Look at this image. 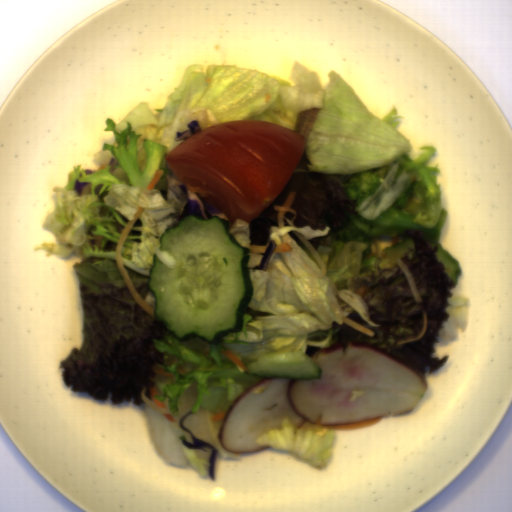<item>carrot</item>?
Returning <instances> with one entry per match:
<instances>
[{"label":"carrot","instance_id":"carrot-1","mask_svg":"<svg viewBox=\"0 0 512 512\" xmlns=\"http://www.w3.org/2000/svg\"><path fill=\"white\" fill-rule=\"evenodd\" d=\"M144 208L142 207H138L137 210H136V213L133 215L134 219L131 220L127 226L122 230L121 232V235L119 237V240H118V243H117V247H116V251H115V257H116V264H117V267H118V271L121 275V277L123 278L125 284L127 285L133 299L136 301V303L139 305V307L145 311L148 315H150L151 317L153 318H157L156 316V313H155V309L152 308L139 294L138 292L135 290L132 282H131V279L127 273V271L125 270L124 266H123V262H122V259H121V255H120V251L123 247V244L127 238V235L130 231V229L132 228V226L134 225V223L136 222V220L139 218V216L141 215L142 211H143Z\"/></svg>","mask_w":512,"mask_h":512},{"label":"carrot","instance_id":"carrot-2","mask_svg":"<svg viewBox=\"0 0 512 512\" xmlns=\"http://www.w3.org/2000/svg\"><path fill=\"white\" fill-rule=\"evenodd\" d=\"M296 194H297L296 190L289 191L288 196L283 205H278V204L273 205V210L279 211L278 217H277V225H278L279 229L285 227L284 220L287 221V223L289 224L290 227L296 228L295 219L298 215V212H297V210L292 208V205L296 198ZM286 211H290L291 213L294 214L292 219L289 220L288 218L284 217Z\"/></svg>","mask_w":512,"mask_h":512},{"label":"carrot","instance_id":"carrot-3","mask_svg":"<svg viewBox=\"0 0 512 512\" xmlns=\"http://www.w3.org/2000/svg\"><path fill=\"white\" fill-rule=\"evenodd\" d=\"M221 353H223L227 358H229L233 363H235L236 365H238L239 367H241L242 369H244L245 371H247L248 373L252 374L251 371L248 369V366L245 365L236 355H234L232 352H230L229 350H224V351H220Z\"/></svg>","mask_w":512,"mask_h":512},{"label":"carrot","instance_id":"carrot-4","mask_svg":"<svg viewBox=\"0 0 512 512\" xmlns=\"http://www.w3.org/2000/svg\"><path fill=\"white\" fill-rule=\"evenodd\" d=\"M165 175V170H155V174L152 177L149 185L145 188L147 190H153Z\"/></svg>","mask_w":512,"mask_h":512},{"label":"carrot","instance_id":"carrot-5","mask_svg":"<svg viewBox=\"0 0 512 512\" xmlns=\"http://www.w3.org/2000/svg\"><path fill=\"white\" fill-rule=\"evenodd\" d=\"M149 389V392H150V396H151V399L152 401L154 402V404L158 407V408H161V409H167V407L165 406L164 402L163 401H160V400H157L155 398V396H159L158 392L156 391V389L154 388V386L152 388H148Z\"/></svg>","mask_w":512,"mask_h":512},{"label":"carrot","instance_id":"carrot-6","mask_svg":"<svg viewBox=\"0 0 512 512\" xmlns=\"http://www.w3.org/2000/svg\"><path fill=\"white\" fill-rule=\"evenodd\" d=\"M293 251L292 246L289 243H283L282 245H276L273 253H288Z\"/></svg>","mask_w":512,"mask_h":512},{"label":"carrot","instance_id":"carrot-7","mask_svg":"<svg viewBox=\"0 0 512 512\" xmlns=\"http://www.w3.org/2000/svg\"><path fill=\"white\" fill-rule=\"evenodd\" d=\"M268 245H256V246H250L247 250L249 251V254H256V253H265L267 251Z\"/></svg>","mask_w":512,"mask_h":512}]
</instances>
